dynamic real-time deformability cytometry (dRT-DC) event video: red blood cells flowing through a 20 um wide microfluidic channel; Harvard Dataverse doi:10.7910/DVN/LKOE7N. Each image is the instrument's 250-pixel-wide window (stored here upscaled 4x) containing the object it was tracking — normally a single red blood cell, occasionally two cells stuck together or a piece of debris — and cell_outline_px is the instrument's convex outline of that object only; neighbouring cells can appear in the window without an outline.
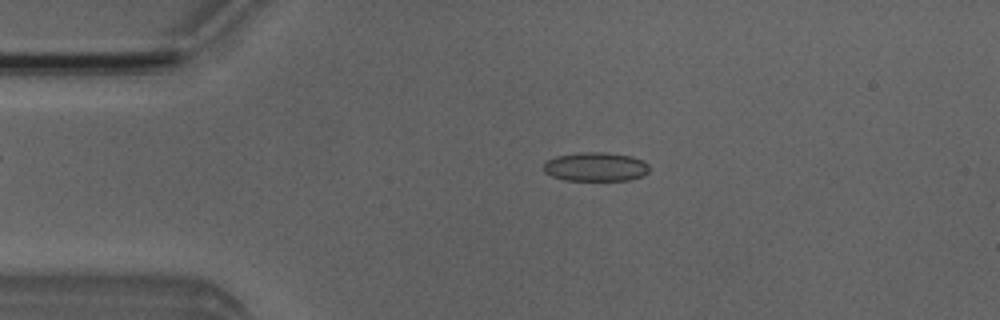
{"species": "Egyptian fruit bat (a non-hibernating species)", "species_latin": "Rousettus aegyptiacus", "temperature_condition": "room temperature", "stored_images_in_passage": 3, "camera_frame_rate_fps": 3000, "um_per_image_px": 0.085, "animal": {"sex": "male"}, "frame": {"image": 1, "passage_image": 2, "time_ms": 1.333, "image_size_px": [1000, 320], "cell_outline_px": [[648, 172], [644, 176], [628, 180], [564, 180], [552, 176], [544, 172], [544, 164], [548, 160], [556, 156], [584, 152], [604, 152], [632, 156], [644, 160], [648, 164]], "centroid_in_image_um": [50.66, 14.18], "position_along_channel_um": 34.3, "area_um2": 17.86}}